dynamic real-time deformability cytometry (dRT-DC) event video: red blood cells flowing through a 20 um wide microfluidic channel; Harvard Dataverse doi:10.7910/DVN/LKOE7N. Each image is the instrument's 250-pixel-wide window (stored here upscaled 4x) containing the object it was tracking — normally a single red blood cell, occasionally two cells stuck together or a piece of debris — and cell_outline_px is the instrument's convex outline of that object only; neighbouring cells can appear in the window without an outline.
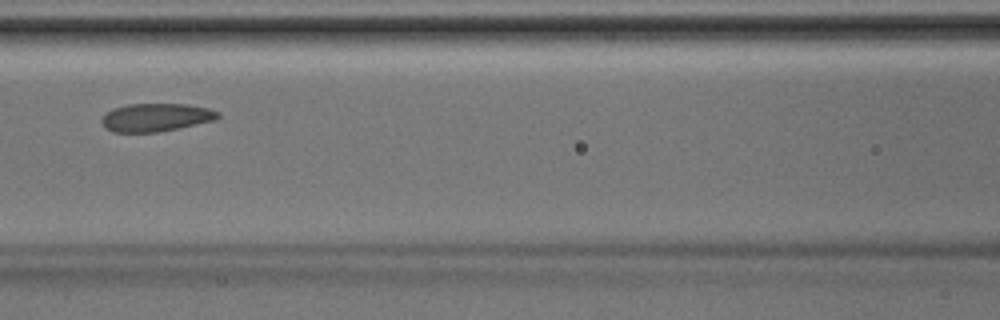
{"species": "Egyptian fruit bat (a non-hibernating species)", "species_latin": "Rousettus aegyptiacus", "temperature_condition": "room temperature", "stored_images_in_passage": 5, "camera_frame_rate_fps": 3000, "um_per_image_px": 0.085, "animal": {"sex": "male"}, "frame": {"image": 1, "passage_image": 4, "time_ms": 1.0, "image_size_px": [1000, 320], "cell_outline_px": [[220, 116], [216, 120], [156, 132], [112, 132], [104, 128], [100, 120], [112, 108], [128, 104], [188, 104], [208, 108], [220, 112]], "centroid_in_image_um": [13.24, 9.97], "position_along_channel_um": 153.4, "area_um2": 19.02}}
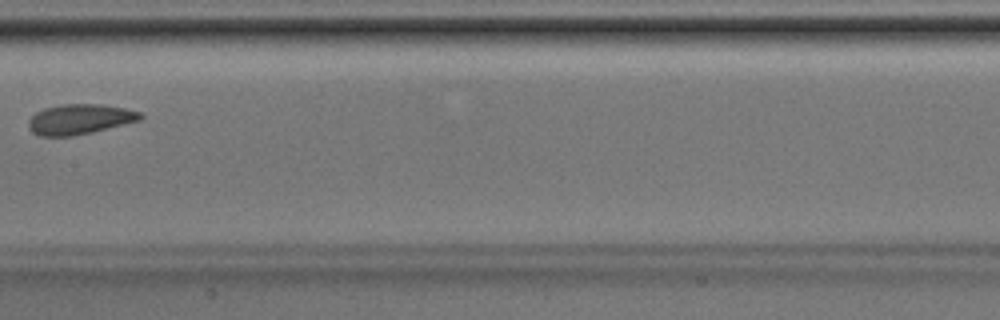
{"frame": {"image": 2, "passage_image": 5, "time_ms": 1.333, "image_size_px": [1000, 320], "cell_outline_px": [[144, 116], [140, 120], [92, 132], [72, 136], [40, 136], [32, 132], [28, 124], [28, 120], [36, 112], [44, 108], [64, 104], [100, 104], [124, 108], [140, 112]], "centroid_in_image_um": [6.76, 10.13], "position_along_channel_um": 200.6, "area_um2": 19.54}}